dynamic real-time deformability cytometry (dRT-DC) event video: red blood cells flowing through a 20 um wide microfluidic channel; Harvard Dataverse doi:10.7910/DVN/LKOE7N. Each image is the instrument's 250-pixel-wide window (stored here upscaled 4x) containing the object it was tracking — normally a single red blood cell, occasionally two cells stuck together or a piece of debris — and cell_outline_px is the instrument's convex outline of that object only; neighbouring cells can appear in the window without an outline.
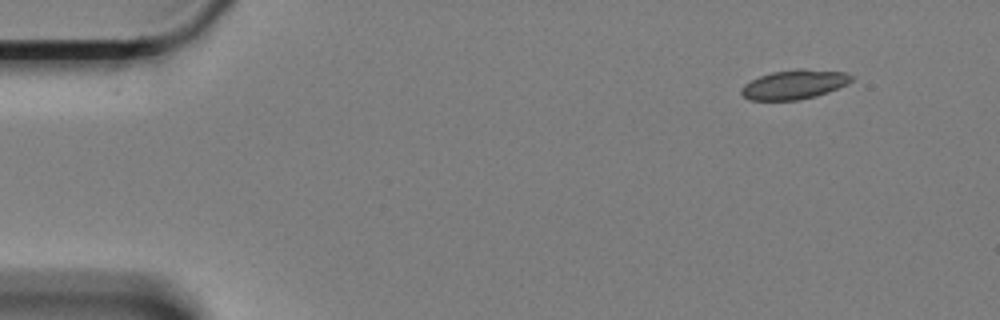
{"species": "Egyptian fruit bat (a non-hibernating species)", "species_latin": "Rousettus aegyptiacus", "temperature_condition": "cold", "stored_images_in_passage": 56, "camera_frame_rate_fps": 3000, "um_per_image_px": 0.085, "animal": {"sex": "female"}, "frame": {"image": 1, "passage_image": 1, "time_ms": 0.0, "image_size_px": [1000, 320], "cell_outline_px": [[856, 76], [848, 84], [828, 92], [816, 96], [796, 100], [748, 100], [740, 92], [740, 88], [744, 84], [760, 76], [772, 72], [796, 68], [804, 68], [844, 72]], "centroid_in_image_um": [67.53, 7.17], "position_along_channel_um": 17.5, "area_um2": 19.02}}
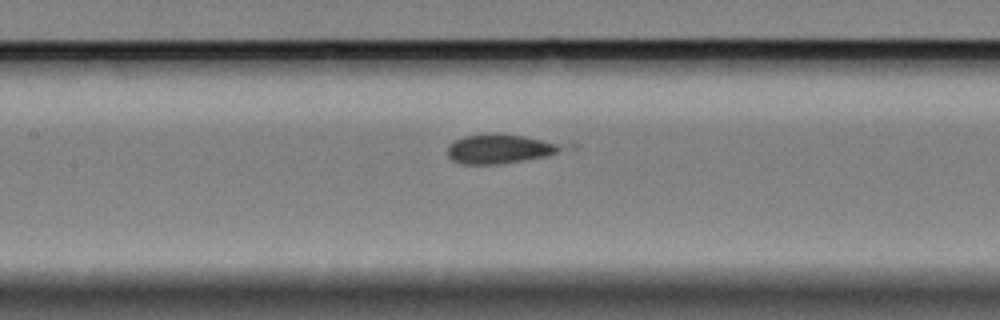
{"frame": {"image": 2, "passage_image": 23, "time_ms": 7.333, "image_size_px": [1000, 320], "cell_outline_px": [[564, 148], [556, 152], [544, 156], [524, 160], [496, 164], [460, 164], [452, 160], [448, 156], [448, 144], [464, 136], [492, 132], [496, 132], [524, 136], [556, 144]], "centroid_in_image_um": [42.35, 12.64], "position_along_channel_um": 165.1, "area_um2": 19.19}}
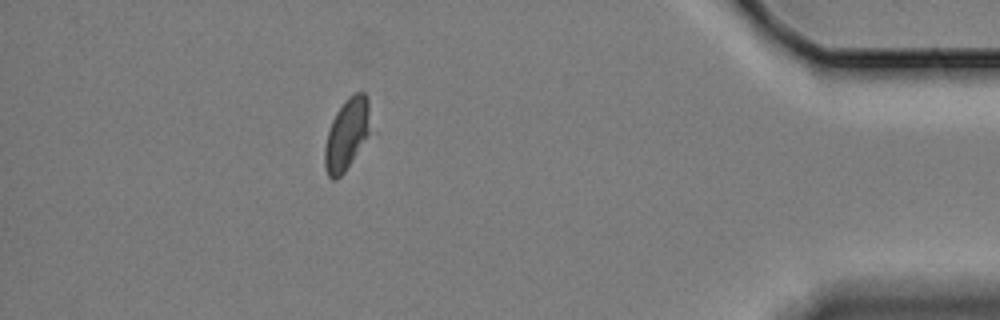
{"frame": {"image": 3, "passage_image": 49, "time_ms": 16.0, "image_size_px": [1000, 320], "cell_outline_px": [[380, 132], [344, 172], [336, 180], [332, 180], [328, 176], [324, 168], [324, 148], [328, 132], [332, 120], [336, 112], [344, 100], [348, 96], [356, 92], [364, 92], [368, 96]], "centroid_in_image_um": [29.69, 11.39], "position_along_channel_um": 405.5, "area_um2": 21.68}}